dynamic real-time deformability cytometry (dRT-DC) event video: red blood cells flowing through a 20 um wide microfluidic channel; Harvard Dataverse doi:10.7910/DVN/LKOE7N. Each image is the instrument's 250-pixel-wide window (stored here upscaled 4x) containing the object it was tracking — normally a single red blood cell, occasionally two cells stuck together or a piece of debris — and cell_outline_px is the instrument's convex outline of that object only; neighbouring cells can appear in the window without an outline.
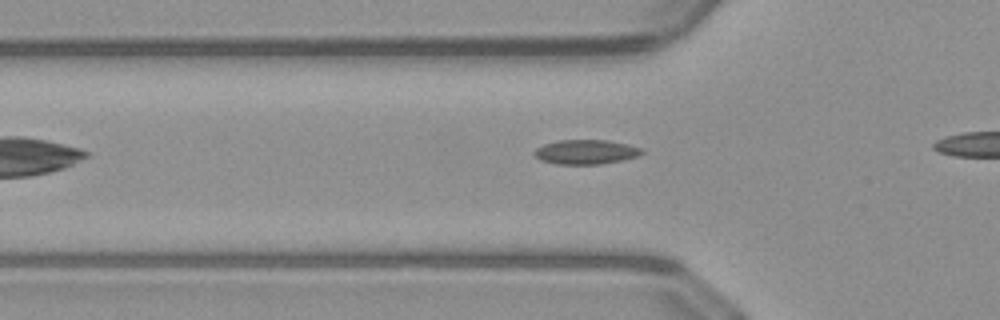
{"species": "common noctule bat (a hibernating species)", "species_latin": "Nyctalus noctula", "temperature_condition": "warm", "stored_images_in_passage": 28, "camera_frame_rate_fps": 3000, "um_per_image_px": 0.085, "animal": {"sex": "male", "body_mass_g": 23.1, "forearm_length_mm": 52.7}, "frame": {"image": 1, "passage_image": 4, "time_ms": 1.0, "image_size_px": [1000, 320], "cell_outline_px": [[644, 152], [636, 156], [624, 160], [600, 164], [556, 164], [540, 160], [532, 152], [536, 148], [544, 144], [560, 140], [608, 140], [628, 144], [640, 148]], "centroid_in_image_um": [49.78, 12.91], "position_along_channel_um": 76.0, "area_um2": 15.32}}
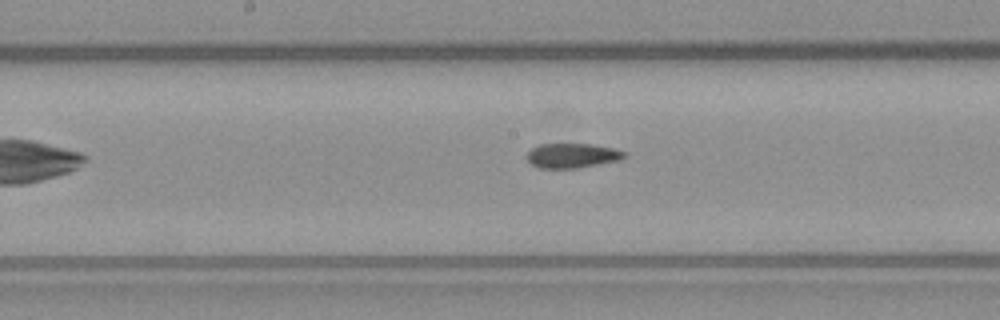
{"frame": {"image": 2, "passage_image": 13, "time_ms": 4.0, "image_size_px": [1000, 320], "cell_outline_px": [[628, 156], [620, 160], [576, 168], [540, 168], [532, 164], [528, 160], [528, 152], [532, 148], [540, 144], [592, 144], [612, 148], [628, 152]], "centroid_in_image_um": [48.69, 13.22], "position_along_channel_um": 199.5, "area_um2": 13.93}}
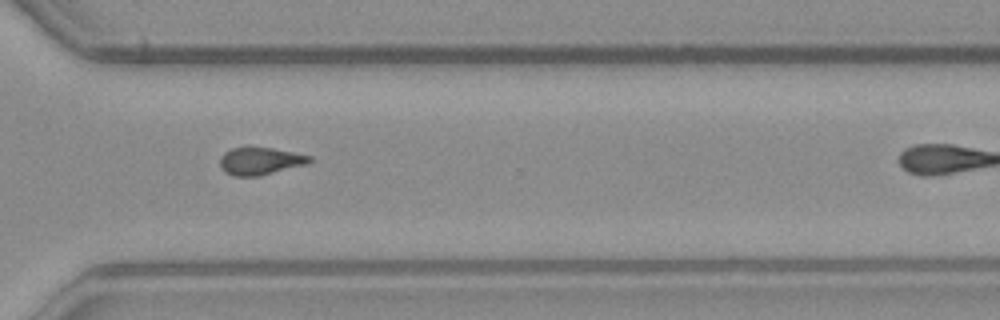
{"frame": {"image": 3, "passage_image": 24, "time_ms": 7.667, "image_size_px": [1000, 320], "cell_outline_px": [[312, 160], [308, 164], [260, 176], [232, 176], [224, 172], [220, 168], [220, 156], [224, 152], [232, 148], [248, 144], [272, 148], [312, 156]], "centroid_in_image_um": [22.08, 13.66], "position_along_channel_um": 348.5, "area_um2": 14.97}}